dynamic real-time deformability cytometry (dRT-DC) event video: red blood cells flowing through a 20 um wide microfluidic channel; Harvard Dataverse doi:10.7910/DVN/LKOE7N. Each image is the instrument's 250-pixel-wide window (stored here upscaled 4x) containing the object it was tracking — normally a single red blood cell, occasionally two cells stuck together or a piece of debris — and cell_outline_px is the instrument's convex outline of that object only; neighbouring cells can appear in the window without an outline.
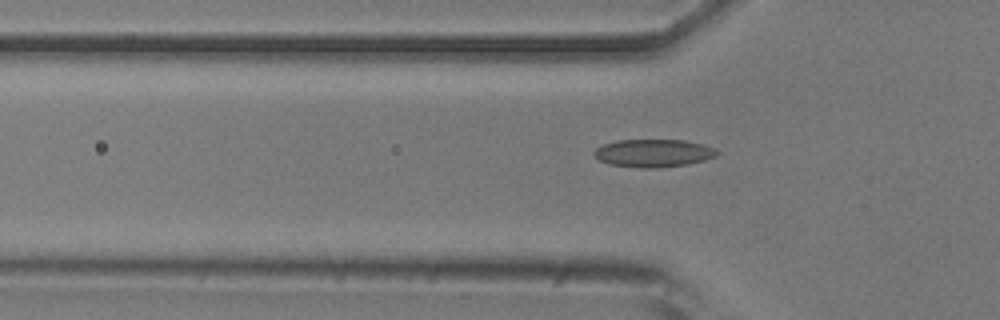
{"species": "common noctule bat (a hibernating species)", "species_latin": "Nyctalus noctula", "temperature_condition": "room temperature", "stored_images_in_passage": 46, "camera_frame_rate_fps": 3000, "um_per_image_px": 0.085, "animal": {"sex": "male", "body_mass_g": 20.5, "forearm_length_mm": 52.5}, "frame": {"image": 1, "passage_image": 17, "time_ms": 5.333, "image_size_px": [1000, 320], "cell_outline_px": [[720, 152], [716, 156], [704, 160], [684, 164], [656, 168], [640, 168], [608, 164], [592, 156], [592, 152], [596, 148], [604, 144], [616, 140], [684, 140], [716, 148]], "centroid_in_image_um": [55.5, 13.01], "position_along_channel_um": 70.3, "area_um2": 19.94}}
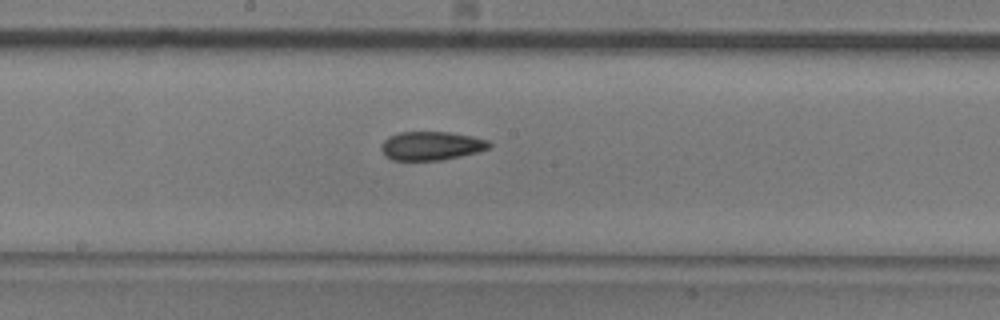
{"frame": {"image": 2, "passage_image": 28, "time_ms": 9.0, "image_size_px": [1000, 320], "cell_outline_px": [[492, 144], [488, 148], [480, 152], [440, 160], [392, 160], [384, 156], [380, 148], [384, 140], [388, 136], [400, 132], [448, 132], [472, 136], [488, 140]], "centroid_in_image_um": [36.65, 12.39], "position_along_channel_um": 211.6, "area_um2": 18.15}}
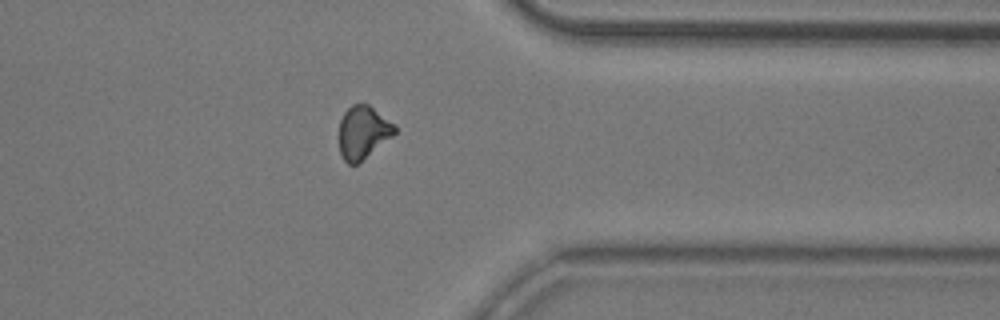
{"frame": {"image": 3, "passage_image": 42, "time_ms": 13.667, "image_size_px": [1000, 320], "cell_outline_px": [[396, 132], [392, 136], [356, 164], [348, 164], [344, 160], [340, 152], [340, 120], [344, 112], [352, 104], [368, 104], [396, 124]], "centroid_in_image_um": [30.86, 11.22], "position_along_channel_um": 380.5, "area_um2": 16.88}, "authors_computed_cell_mechanics": {"area_um2": 18.5827, "velocity_mm_per_s": 3.8111, "shape_relaxation_time_tau1_ms": 2.9167, "shape_relaxation_time_tau2_ms": 7.3389, "deformation_change_tau1": 0.1069, "deformation_change_tau2": 0.1481}}